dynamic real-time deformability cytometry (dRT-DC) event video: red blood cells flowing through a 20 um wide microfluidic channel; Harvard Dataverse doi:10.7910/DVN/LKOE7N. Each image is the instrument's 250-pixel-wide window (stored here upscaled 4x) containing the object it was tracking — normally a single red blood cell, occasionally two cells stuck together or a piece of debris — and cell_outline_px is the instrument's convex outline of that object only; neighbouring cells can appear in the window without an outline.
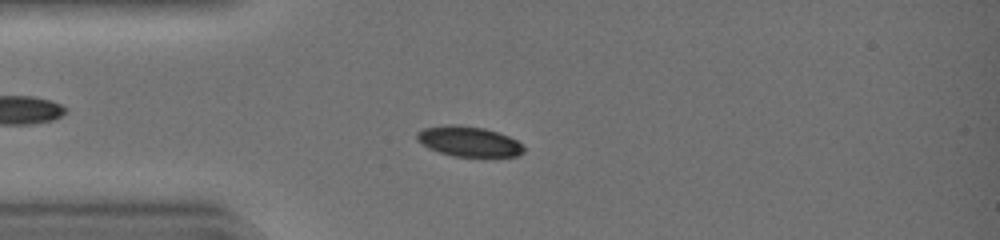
{"species": "common noctule bat (a hibernating species)", "species_latin": "Nyctalus noctula", "temperature_condition": "warm", "stored_images_in_passage": 43, "camera_frame_rate_fps": 3000, "um_per_image_px": 0.085, "animal": {"sex": "female", "body_mass_g": 19.0, "forearm_length_mm": 51.5}, "frame": {"image": 1, "passage_image": 11, "time_ms": 3.333, "image_size_px": [1000, 240], "cell_outline_px": [[524, 152], [516, 156], [452, 156], [428, 148], [416, 140], [416, 132], [424, 128], [452, 124], [456, 124], [484, 128], [508, 136], [516, 140], [524, 148]], "centroid_in_image_um": [39.8, 12.02], "position_along_channel_um": 45.2, "area_um2": 18.61}}
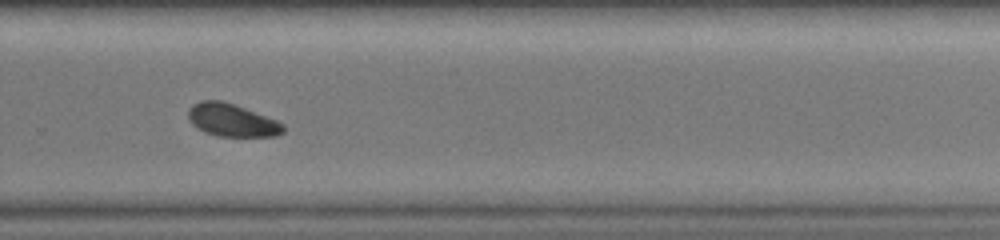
{"frame": {"image": 2, "passage_image": 30, "time_ms": 9.667, "image_size_px": [1000, 240], "cell_outline_px": [[284, 132], [276, 136], [216, 136], [204, 132], [196, 128], [192, 124], [188, 116], [188, 112], [192, 104], [200, 100], [220, 100], [244, 108], [276, 120], [284, 124]], "centroid_in_image_um": [19.68, 10.22], "position_along_channel_um": 310.1, "area_um2": 18.03}}
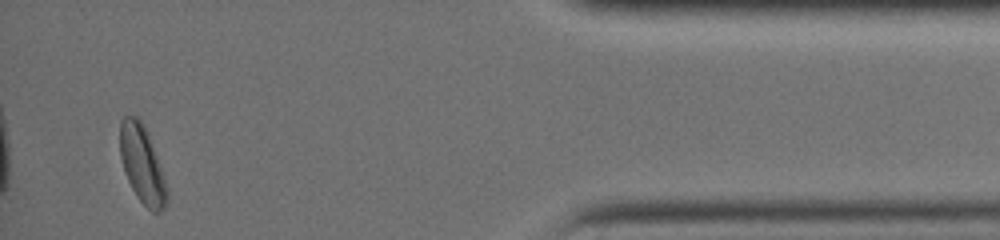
{"frame": {"image": 3, "passage_image": 41, "time_ms": 13.333, "image_size_px": [1000, 240], "cell_outline_px": [[168, 200], [164, 208], [160, 212], [152, 212], [140, 200], [132, 188], [124, 172], [120, 156], [120, 120], [124, 116], [136, 116], [144, 124], [168, 188]], "centroid_in_image_um": [12.08, 13.98], "position_along_channel_um": 423.1, "area_um2": 20.98}, "authors_computed_cell_mechanics": {"area_um2": 19.2474, "velocity_mm_per_s": 4.3988, "shape_relaxation_time_tau1_ms": 1.9687, "shape_relaxation_time_tau2_ms": null, "deformation_change_tau1": 0.0864, "deformation_change_tau2": null}}